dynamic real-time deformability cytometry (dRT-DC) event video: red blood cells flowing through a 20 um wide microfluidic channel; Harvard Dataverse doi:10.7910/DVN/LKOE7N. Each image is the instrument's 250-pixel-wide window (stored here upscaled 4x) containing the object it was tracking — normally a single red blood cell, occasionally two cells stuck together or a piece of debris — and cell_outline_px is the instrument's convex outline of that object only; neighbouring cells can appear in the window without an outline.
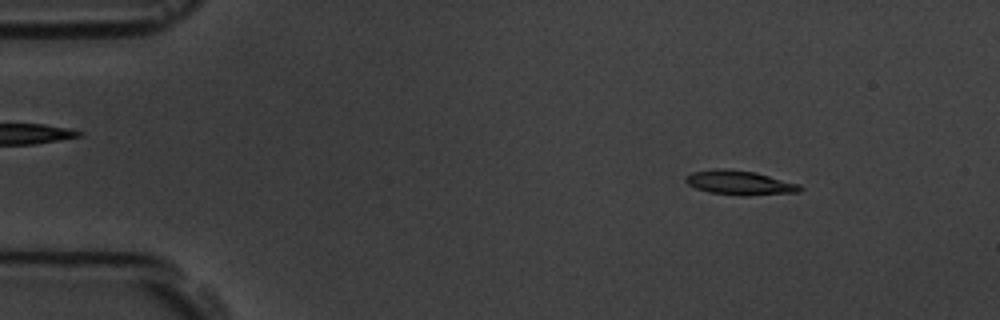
{"species": "common noctule bat (a hibernating species)", "species_latin": "Nyctalus noctula", "temperature_condition": "room temperature", "stored_images_in_passage": 7, "camera_frame_rate_fps": 3000, "um_per_image_px": 0.085, "animal": {"sex": "male", "body_mass_g": 19.5, "forearm_length_mm": 54.6}, "frame": {"image": 1, "passage_image": 2, "time_ms": 1.333, "image_size_px": [1000, 320], "cell_outline_px": [[804, 188], [800, 192], [748, 196], [740, 196], [708, 192], [696, 188], [688, 184], [684, 180], [692, 172], [716, 168], [724, 168], [756, 172], [800, 184]], "centroid_in_image_um": [62.91, 15.54], "position_along_channel_um": 22.1, "area_um2": 16.42}}
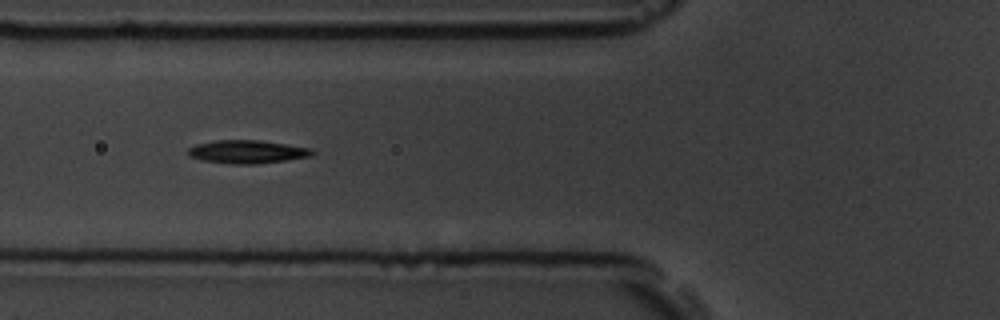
{"frame": {"image": 2, "passage_image": 6, "time_ms": 5.667, "image_size_px": [1000, 320], "cell_outline_px": [[316, 152], [312, 156], [256, 164], [228, 164], [200, 160], [188, 156], [188, 148], [196, 144], [216, 140], [260, 140], [312, 148]], "centroid_in_image_um": [21.0, 12.9], "position_along_channel_um": 104.8, "area_um2": 16.94}}
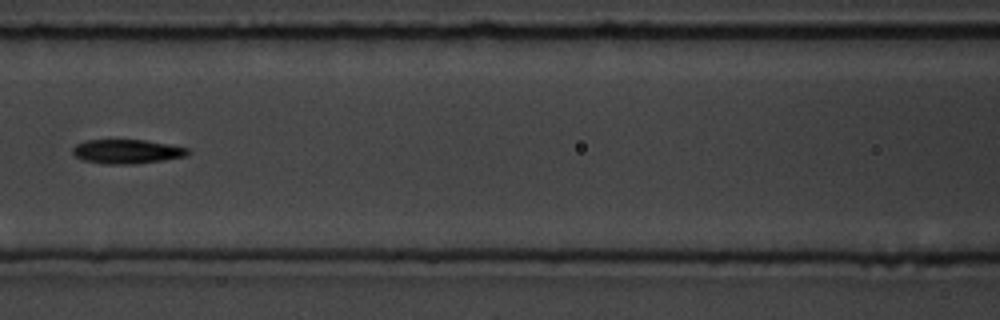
{"frame": {"image": 3, "passage_image": 7, "time_ms": 7.0, "image_size_px": [1000, 320], "cell_outline_px": [[192, 152], [188, 156], [164, 160], [136, 164], [104, 164], [84, 160], [76, 156], [72, 152], [72, 148], [76, 144], [88, 140], [144, 140], [168, 144], [188, 148]], "centroid_in_image_um": [10.83, 12.88], "position_along_channel_um": 155.8, "area_um2": 16.3}}